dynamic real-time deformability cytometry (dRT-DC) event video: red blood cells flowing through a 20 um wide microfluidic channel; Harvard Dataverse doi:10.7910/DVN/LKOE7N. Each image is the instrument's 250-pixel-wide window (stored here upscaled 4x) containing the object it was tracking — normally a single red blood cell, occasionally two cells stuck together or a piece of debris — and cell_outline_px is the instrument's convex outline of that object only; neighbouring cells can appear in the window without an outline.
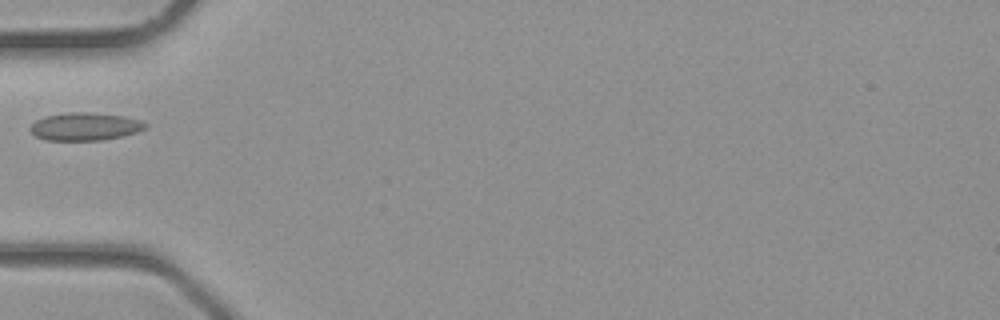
{"species": "common noctule bat (a hibernating species)", "species_latin": "Nyctalus noctula", "temperature_condition": "room temperature", "stored_images_in_passage": 2, "camera_frame_rate_fps": 3000, "um_per_image_px": 0.085, "animal": {"sex": "male", "body_mass_g": 23.1, "forearm_length_mm": 52.7}, "frame": {"image": 1, "passage_image": 2, "time_ms": 0.333, "image_size_px": [1000, 320], "cell_outline_px": [[148, 128], [136, 132], [120, 136], [100, 140], [48, 140], [36, 136], [28, 128], [36, 120], [44, 116], [68, 112], [88, 112], [124, 116], [140, 120], [148, 124]], "centroid_in_image_um": [7.22, 10.74], "position_along_channel_um": 77.8, "area_um2": 18.61}}